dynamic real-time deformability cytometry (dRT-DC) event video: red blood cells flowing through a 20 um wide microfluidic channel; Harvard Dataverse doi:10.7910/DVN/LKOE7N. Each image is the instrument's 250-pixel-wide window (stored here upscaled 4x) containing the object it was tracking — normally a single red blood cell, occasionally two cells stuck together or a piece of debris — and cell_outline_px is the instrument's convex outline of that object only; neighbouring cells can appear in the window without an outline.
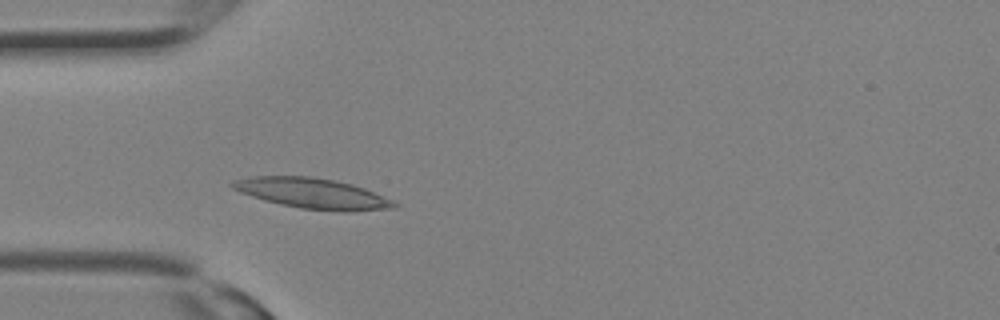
{"species": "Egyptian fruit bat (a non-hibernating species)", "species_latin": "Rousettus aegyptiacus", "temperature_condition": "room temperature", "stored_images_in_passage": 7, "camera_frame_rate_fps": 3000, "um_per_image_px": 0.085, "animal": {"sex": "female"}, "frame": {"image": 1, "passage_image": 5, "time_ms": 1.333, "image_size_px": [1000, 320], "cell_outline_px": [[400, 204], [396, 208], [348, 212], [344, 212], [300, 208], [264, 200], [240, 192], [232, 188], [228, 184], [236, 180], [252, 176], [312, 176], [352, 184], [364, 188], [392, 200]], "centroid_in_image_um": [26.59, 16.44], "position_along_channel_um": 58.4, "area_um2": 28.61}}
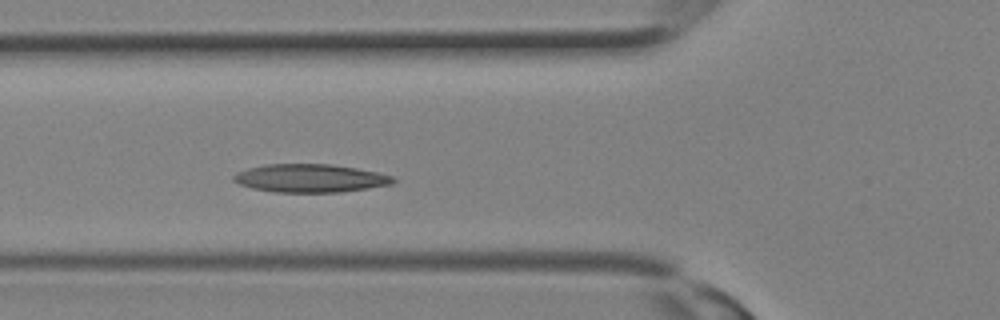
{"frame": {"image": 2, "passage_image": 7, "time_ms": 2.0, "image_size_px": [1000, 320], "cell_outline_px": [[396, 180], [392, 184], [368, 188], [340, 192], [272, 192], [252, 188], [240, 184], [232, 180], [232, 176], [236, 172], [248, 168], [264, 164], [332, 164], [356, 168], [376, 172], [392, 176]], "centroid_in_image_um": [26.33, 15.14], "position_along_channel_um": 99.5, "area_um2": 26.24}}